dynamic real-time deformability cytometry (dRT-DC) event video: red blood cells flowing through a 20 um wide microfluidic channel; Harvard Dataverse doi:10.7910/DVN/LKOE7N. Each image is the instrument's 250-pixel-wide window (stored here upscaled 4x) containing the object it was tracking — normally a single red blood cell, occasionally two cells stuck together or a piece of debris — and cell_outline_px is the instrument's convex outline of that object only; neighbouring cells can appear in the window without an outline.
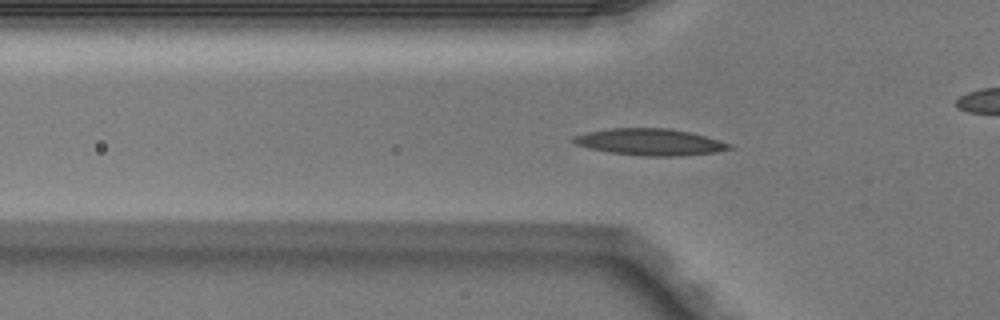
{"species": "Egyptian fruit bat (a non-hibernating species)", "species_latin": "Rousettus aegyptiacus", "temperature_condition": "warm", "stored_images_in_passage": 40, "camera_frame_rate_fps": 3000, "um_per_image_px": 0.085, "animal": {"sex": "male"}, "frame": {"image": 1, "passage_image": 7, "time_ms": 2.0, "image_size_px": [1000, 320], "cell_outline_px": [[736, 148], [716, 152], [680, 156], [640, 156], [608, 152], [588, 148], [576, 144], [568, 140], [572, 136], [588, 132], [612, 128], [668, 128], [692, 132], [732, 144]], "centroid_in_image_um": [55.25, 12.07], "position_along_channel_um": 70.5, "area_um2": 24.51}}
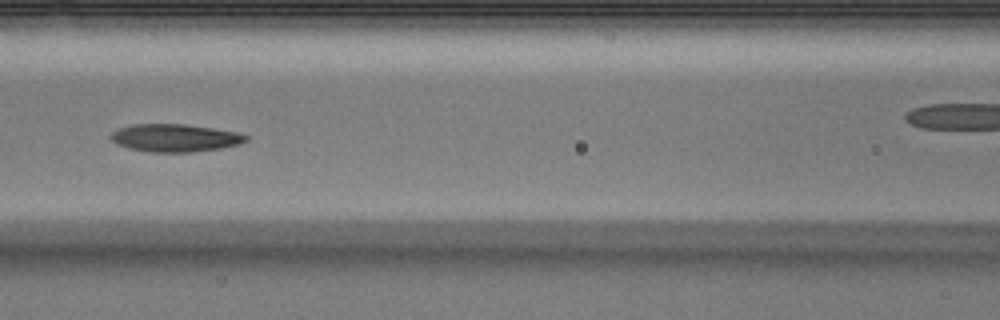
{"frame": {"image": 2, "passage_image": 13, "time_ms": 4.0, "image_size_px": [1000, 320], "cell_outline_px": [[248, 140], [240, 144], [220, 148], [192, 152], [152, 152], [128, 148], [116, 144], [108, 136], [112, 132], [120, 128], [132, 124], [184, 124], [212, 128], [236, 132], [248, 136]], "centroid_in_image_um": [14.85, 11.72], "position_along_channel_um": 151.8, "area_um2": 21.79}}
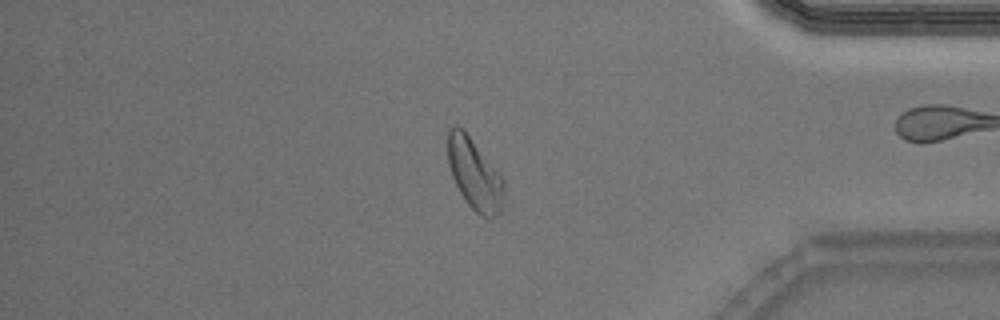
{"frame": {"image": 3, "passage_image": 33, "time_ms": 10.667, "image_size_px": [1000, 320], "cell_outline_px": [[504, 208], [492, 220], [480, 216], [468, 204], [460, 192], [452, 176], [448, 164], [448, 128], [452, 124], [456, 124], [468, 136], [504, 176]], "centroid_in_image_um": [40.38, 14.86], "position_along_channel_um": 394.8, "area_um2": 23.58}}